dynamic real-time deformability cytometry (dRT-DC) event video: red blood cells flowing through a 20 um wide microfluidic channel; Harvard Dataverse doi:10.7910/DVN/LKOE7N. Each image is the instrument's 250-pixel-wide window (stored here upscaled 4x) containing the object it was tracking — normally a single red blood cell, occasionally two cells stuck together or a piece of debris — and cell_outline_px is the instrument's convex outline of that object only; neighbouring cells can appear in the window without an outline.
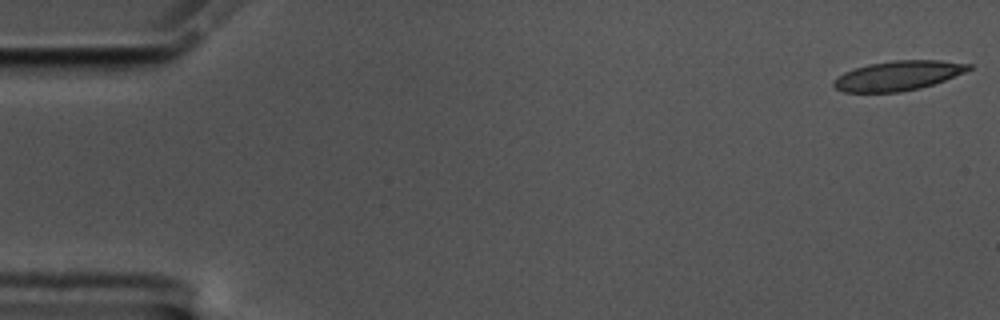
{"species": "common noctule bat (a hibernating species)", "species_latin": "Nyctalus noctula", "temperature_condition": "cold", "stored_images_in_passage": 57, "camera_frame_rate_fps": 3000, "um_per_image_px": 0.085, "animal": {"sex": "male", "body_mass_g": 17.5, "forearm_length_mm": 52.3}, "frame": {"image": 1, "passage_image": 1, "time_ms": 0.0, "image_size_px": [1000, 320], "cell_outline_px": [[972, 68], [964, 72], [944, 80], [920, 88], [900, 92], [844, 92], [836, 88], [832, 84], [832, 80], [844, 72], [868, 64], [896, 60], [940, 60], [972, 64]], "centroid_in_image_um": [76.32, 6.43], "position_along_channel_um": 8.7, "area_um2": 23.18}}
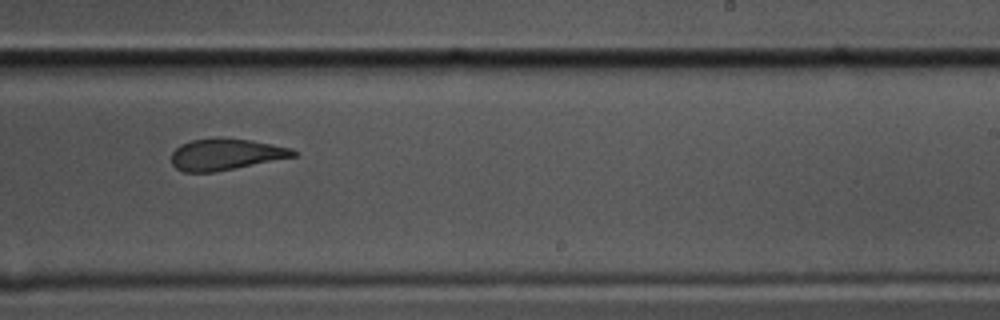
{"frame": {"image": 2, "passage_image": 35, "time_ms": 11.333, "image_size_px": [1000, 320], "cell_outline_px": [[296, 156], [216, 172], [184, 172], [176, 168], [172, 164], [172, 152], [180, 144], [192, 140], [220, 136], [252, 140], [292, 148], [296, 152]], "centroid_in_image_um": [19.17, 13.1], "position_along_channel_um": 269.8, "area_um2": 22.54}}
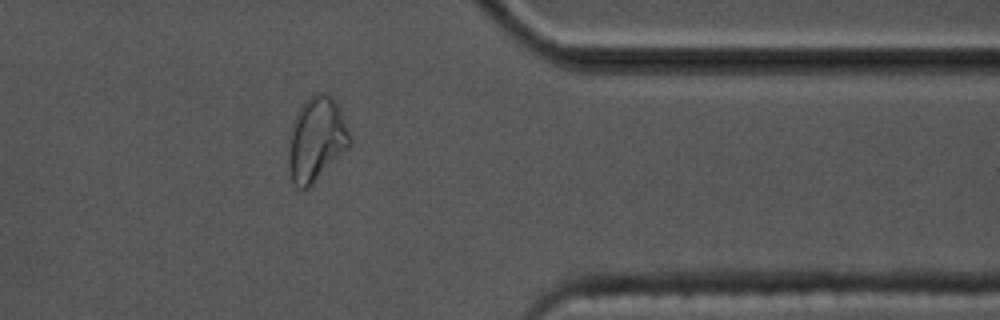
{"frame": {"image": 3, "passage_image": 46, "time_ms": 15.0, "image_size_px": [1000, 320], "cell_outline_px": [[352, 140], [348, 148], [308, 188], [300, 188], [292, 180], [288, 168], [288, 152], [292, 128], [296, 112], [300, 104], [312, 96], [320, 92], [324, 92], [332, 96], [340, 108]], "centroid_in_image_um": [26.9, 11.81], "position_along_channel_um": 384.5, "area_um2": 29.77}, "authors_computed_cell_mechanics": {"area_um2": 23.9292, "velocity_mm_per_s": 3.4931, "shape_relaxation_time_tau1_ms": null, "shape_relaxation_time_tau2_ms": 2.3873, "deformation_change_tau1": null, "deformation_change_tau2": 0.0925}}